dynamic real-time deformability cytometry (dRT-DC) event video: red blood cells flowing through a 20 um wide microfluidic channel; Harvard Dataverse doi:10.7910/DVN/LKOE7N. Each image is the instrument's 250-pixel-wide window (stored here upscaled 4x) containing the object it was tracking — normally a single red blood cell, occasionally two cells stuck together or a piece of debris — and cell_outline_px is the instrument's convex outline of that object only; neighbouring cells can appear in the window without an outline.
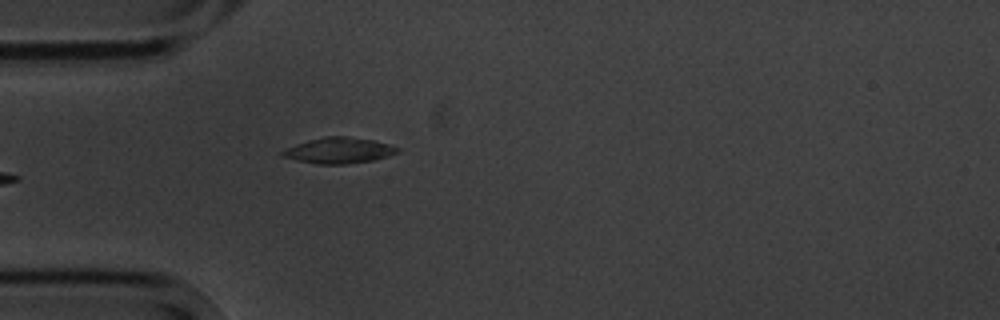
{"species": "common noctule bat (a hibernating species)", "species_latin": "Nyctalus noctula", "temperature_condition": "cold", "stored_images_in_passage": 4, "camera_frame_rate_fps": 3000, "um_per_image_px": 0.085, "animal": {"sex": "male", "body_mass_g": 20.1, "forearm_length_mm": 53.5}, "frame": {"image": 1, "passage_image": 4, "time_ms": 4.333, "image_size_px": [1000, 320], "cell_outline_px": [[400, 152], [388, 156], [372, 160], [344, 164], [316, 164], [284, 156], [280, 152], [296, 144], [308, 140], [324, 136], [344, 136], [372, 140], [388, 144], [400, 148]], "centroid_in_image_um": [28.84, 12.78], "position_along_channel_um": 56.2, "area_um2": 16.99}}